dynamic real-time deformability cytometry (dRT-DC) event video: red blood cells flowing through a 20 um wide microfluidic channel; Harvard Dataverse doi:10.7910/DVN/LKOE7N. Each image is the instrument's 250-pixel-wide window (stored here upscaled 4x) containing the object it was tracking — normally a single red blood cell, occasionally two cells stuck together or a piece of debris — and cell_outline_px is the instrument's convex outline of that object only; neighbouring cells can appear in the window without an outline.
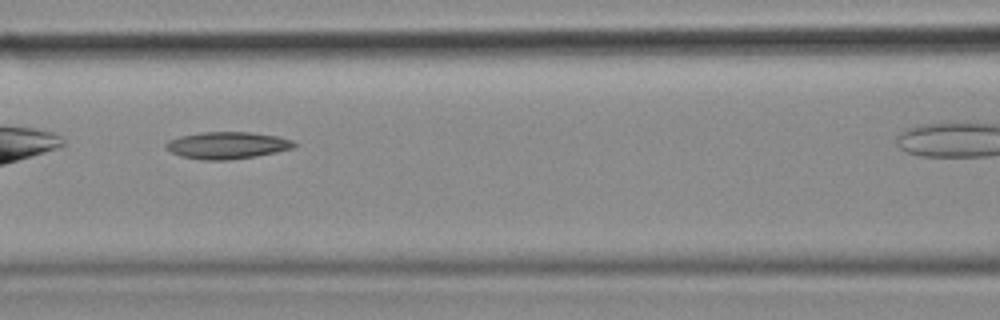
{"species": "common noctule bat (a hibernating species)", "species_latin": "Nyctalus noctula", "temperature_condition": "cold", "stored_images_in_passage": 10, "camera_frame_rate_fps": 3000, "um_per_image_px": 0.085, "animal": {"sex": "female", "body_mass_g": 18.4}, "frame": {"image": 1, "passage_image": 7, "time_ms": 2.0, "image_size_px": [1000, 320], "cell_outline_px": [[296, 148], [256, 156], [228, 160], [204, 160], [184, 156], [172, 152], [164, 144], [168, 140], [180, 136], [200, 132], [252, 132], [280, 136], [292, 140], [296, 144]], "centroid_in_image_um": [19.37, 12.34], "position_along_channel_um": 147.2, "area_um2": 20.17}}